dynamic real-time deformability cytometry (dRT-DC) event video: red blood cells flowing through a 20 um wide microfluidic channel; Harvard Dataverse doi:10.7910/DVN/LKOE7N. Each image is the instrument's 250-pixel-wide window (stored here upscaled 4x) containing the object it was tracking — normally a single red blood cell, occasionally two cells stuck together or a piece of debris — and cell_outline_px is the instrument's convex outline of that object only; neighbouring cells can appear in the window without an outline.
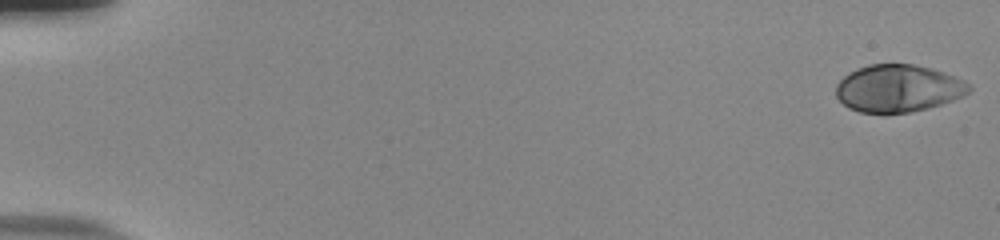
{"species": "human", "species_latin": "Homo sapiens", "temperature_condition": "room temperature", "stored_images_in_passage": 54, "camera_frame_rate_fps": 3000, "um_per_image_px": 0.085, "donor": {"sex": "male"}, "frame": {"image": 1, "passage_image": 1, "time_ms": 0.0, "image_size_px": [1000, 240], "cell_outline_px": [[972, 88], [968, 92], [952, 100], [928, 108], [908, 112], [884, 116], [860, 112], [848, 108], [836, 96], [836, 84], [848, 72], [856, 68], [868, 64], [912, 64], [932, 68], [956, 76], [964, 80]], "centroid_in_image_um": [76.3, 7.53], "position_along_channel_um": 8.7, "area_um2": 37.28}}
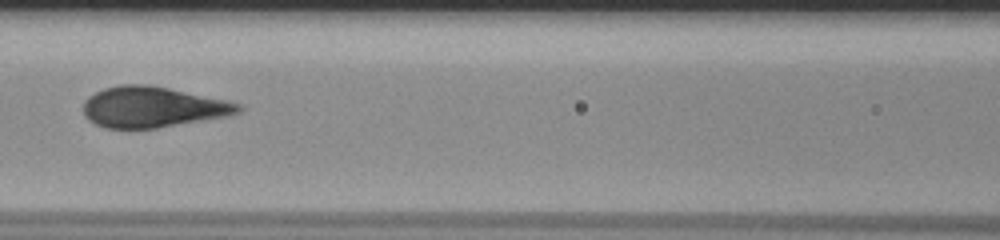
{"frame": {"image": 2, "passage_image": 26, "time_ms": 8.333, "image_size_px": [1000, 240], "cell_outline_px": [[244, 108], [240, 112], [228, 116], [156, 128], [104, 128], [88, 120], [84, 116], [84, 100], [88, 96], [104, 88], [120, 84], [148, 84], [228, 100], [240, 104]], "centroid_in_image_um": [12.97, 9.09], "position_along_channel_um": 153.6, "area_um2": 36.88}}
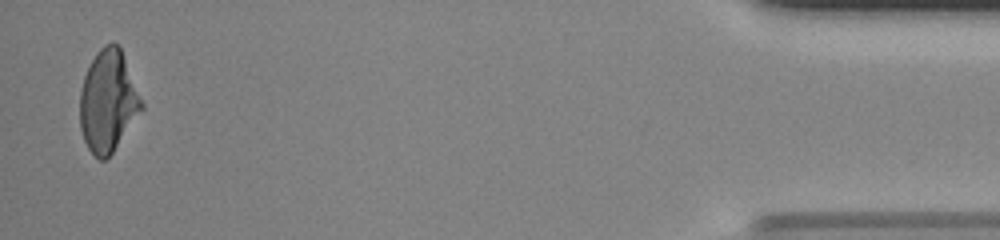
{"frame": {"image": 3, "passage_image": 53, "time_ms": 17.333, "image_size_px": [1000, 240], "cell_outline_px": [[144, 108], [112, 152], [104, 160], [100, 160], [88, 148], [84, 140], [80, 128], [80, 92], [84, 76], [96, 52], [104, 44], [116, 44], [120, 48], [144, 104]], "centroid_in_image_um": [9.18, 8.61], "position_along_channel_um": 426.0, "area_um2": 36.01}, "authors_computed_cell_mechanics": {"area_um2": 37.1076, "velocity_mm_per_s": 3.8778, "shape_relaxation_time_tau1_ms": 4.3529, "shape_relaxation_time_tau2_ms": null, "deformation_change_tau1": 0.2159, "deformation_change_tau2": null}}